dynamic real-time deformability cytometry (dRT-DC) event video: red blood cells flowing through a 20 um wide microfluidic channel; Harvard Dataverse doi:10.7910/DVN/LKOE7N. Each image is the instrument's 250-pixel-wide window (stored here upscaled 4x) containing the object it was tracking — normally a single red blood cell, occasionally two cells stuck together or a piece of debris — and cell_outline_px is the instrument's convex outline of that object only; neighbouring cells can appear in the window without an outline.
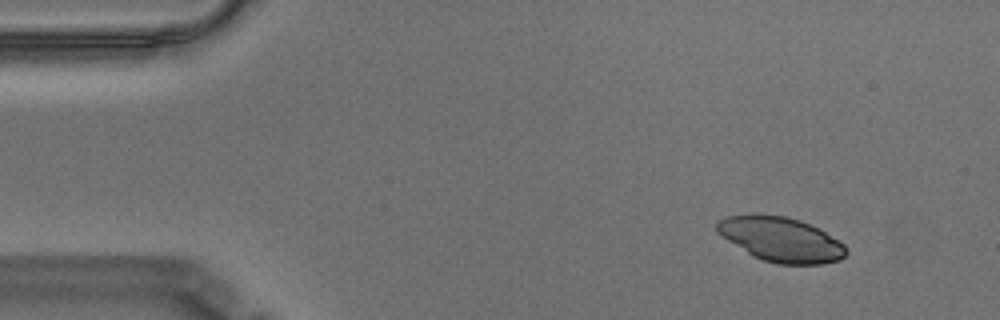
{"species": "Egyptian fruit bat (a non-hibernating species)", "species_latin": "Rousettus aegyptiacus", "temperature_condition": "warm", "stored_images_in_passage": 52, "camera_frame_rate_fps": 3000, "um_per_image_px": 0.085, "animal": {"sex": "male"}, "frame": {"image": 1, "passage_image": 1, "time_ms": 0.0, "image_size_px": [1000, 320], "cell_outline_px": [[848, 252], [840, 260], [820, 264], [776, 264], [752, 256], [716, 232], [716, 224], [720, 220], [728, 216], [784, 216], [800, 220], [820, 228], [844, 244], [848, 248]], "centroid_in_image_um": [66.43, 20.38], "position_along_channel_um": 18.6, "area_um2": 33.12}}